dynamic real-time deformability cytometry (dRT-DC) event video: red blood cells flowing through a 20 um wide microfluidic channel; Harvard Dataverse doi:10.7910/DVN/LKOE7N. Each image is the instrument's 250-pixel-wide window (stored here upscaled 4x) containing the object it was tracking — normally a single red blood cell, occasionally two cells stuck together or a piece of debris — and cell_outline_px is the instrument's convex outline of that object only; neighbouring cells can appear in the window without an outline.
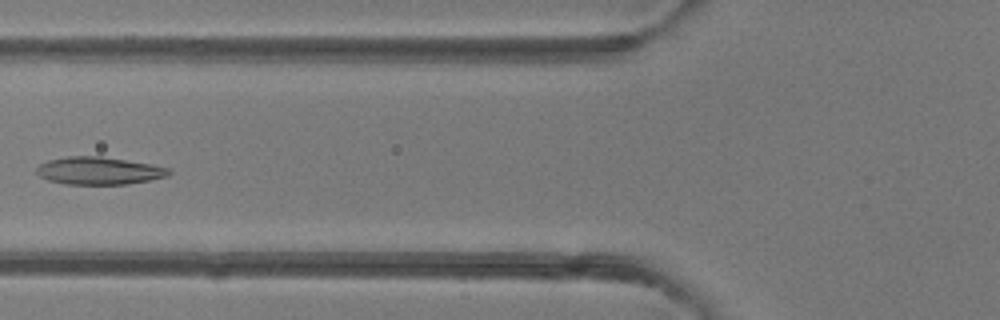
{"species": "common noctule bat (a hibernating species)", "species_latin": "Nyctalus noctula", "temperature_condition": "room temperature", "stored_images_in_passage": 5, "camera_frame_rate_fps": 3000, "um_per_image_px": 0.085, "animal": {"sex": "female"}, "frame": {"image": 1, "passage_image": 5, "time_ms": 4.333, "image_size_px": [1000, 320], "cell_outline_px": [[172, 172], [168, 176], [128, 184], [64, 184], [48, 180], [40, 176], [36, 172], [36, 168], [40, 164], [48, 160], [68, 156], [100, 156], [152, 164], [172, 168]], "centroid_in_image_um": [8.43, 14.51], "position_along_channel_um": 117.4, "area_um2": 21.33}}